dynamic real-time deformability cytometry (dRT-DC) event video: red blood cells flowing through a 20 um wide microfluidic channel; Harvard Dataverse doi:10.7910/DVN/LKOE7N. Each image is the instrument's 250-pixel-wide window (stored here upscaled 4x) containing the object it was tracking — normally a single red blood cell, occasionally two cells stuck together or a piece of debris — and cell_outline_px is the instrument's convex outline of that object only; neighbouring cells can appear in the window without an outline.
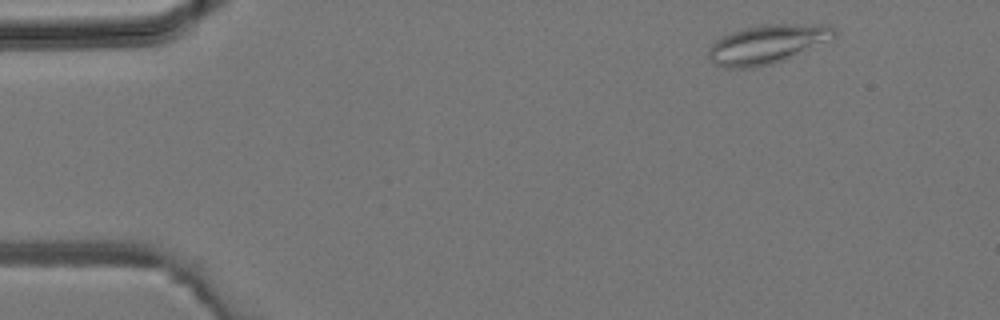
{"species": "common noctule bat (a hibernating species)", "species_latin": "Nyctalus noctula", "temperature_condition": "room temperature", "stored_images_in_passage": 3, "camera_frame_rate_fps": 3000, "um_per_image_px": 0.085, "animal": {"sex": "male", "body_mass_g": 19.2, "forearm_length_mm": 51.8}, "frame": {"image": 1, "passage_image": 1, "time_ms": 0.0, "image_size_px": [1000, 320], "cell_outline_px": [[836, 36], [784, 60], [772, 64], [752, 68], [724, 68], [708, 60], [708, 48], [716, 40], [732, 32], [744, 28], [764, 24], [828, 24], [836, 28]], "centroid_in_image_um": [65.19, 3.75], "position_along_channel_um": 19.8, "area_um2": 28.44}}